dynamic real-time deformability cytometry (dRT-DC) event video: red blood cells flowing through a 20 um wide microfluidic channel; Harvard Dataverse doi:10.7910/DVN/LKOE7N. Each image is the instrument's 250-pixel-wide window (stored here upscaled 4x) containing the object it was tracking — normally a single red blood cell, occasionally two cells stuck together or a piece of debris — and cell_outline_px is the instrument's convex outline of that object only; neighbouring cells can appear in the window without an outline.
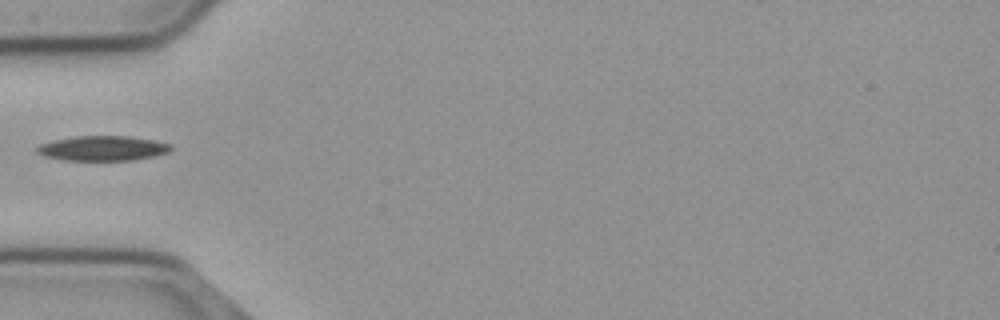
{"species": "common noctule bat (a hibernating species)", "species_latin": "Nyctalus noctula", "temperature_condition": "cold", "stored_images_in_passage": 8, "camera_frame_rate_fps": 3000, "um_per_image_px": 0.085, "animal": {"sex": "male", "body_mass_g": 23.1, "forearm_length_mm": 52.7}, "frame": {"image": 1, "passage_image": 1, "time_ms": 0.0, "image_size_px": [1000, 320], "cell_outline_px": [[172, 148], [168, 152], [156, 156], [132, 160], [64, 160], [44, 156], [36, 152], [36, 148], [40, 144], [56, 140], [76, 136], [128, 136], [156, 140], [172, 144]], "centroid_in_image_um": [8.77, 12.6], "position_along_channel_um": 76.2, "area_um2": 19.42}}